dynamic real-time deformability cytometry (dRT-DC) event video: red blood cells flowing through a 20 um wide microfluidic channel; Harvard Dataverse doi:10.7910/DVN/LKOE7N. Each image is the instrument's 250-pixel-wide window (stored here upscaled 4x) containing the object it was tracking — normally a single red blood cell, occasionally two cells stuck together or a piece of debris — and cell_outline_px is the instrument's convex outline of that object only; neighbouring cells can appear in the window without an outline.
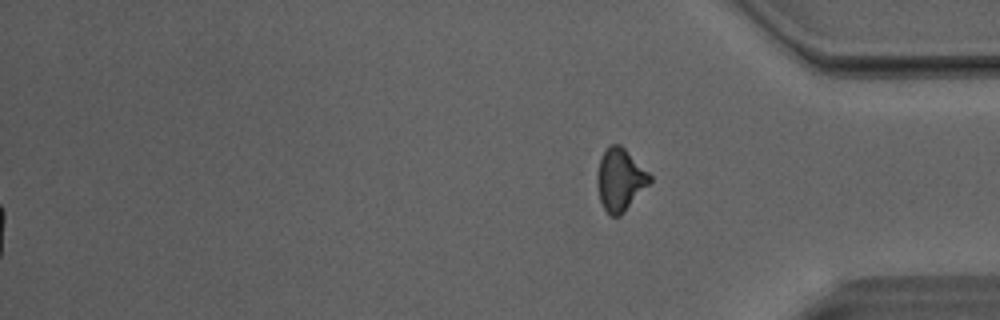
{"species": "Egyptian fruit bat (a non-hibernating species)", "species_latin": "Rousettus aegyptiacus", "temperature_condition": "room temperature", "stored_images_in_passage": 52, "segment_of_instrument_passage": [2, 2], "camera_frame_rate_fps": 3000, "um_per_image_px": 0.085, "animal": {"sex": "male"}, "frame": {"image": 1, "passage_image": 52, "time_ms": 17.0, "image_size_px": [1000, 320], "cell_outline_px": [[652, 180], [624, 212], [620, 216], [608, 216], [600, 200], [596, 184], [596, 176], [600, 160], [608, 144], [620, 144], [652, 176]], "centroid_in_image_um": [52.68, 15.28], "position_along_channel_um": 382.5, "area_um2": 19.02}}